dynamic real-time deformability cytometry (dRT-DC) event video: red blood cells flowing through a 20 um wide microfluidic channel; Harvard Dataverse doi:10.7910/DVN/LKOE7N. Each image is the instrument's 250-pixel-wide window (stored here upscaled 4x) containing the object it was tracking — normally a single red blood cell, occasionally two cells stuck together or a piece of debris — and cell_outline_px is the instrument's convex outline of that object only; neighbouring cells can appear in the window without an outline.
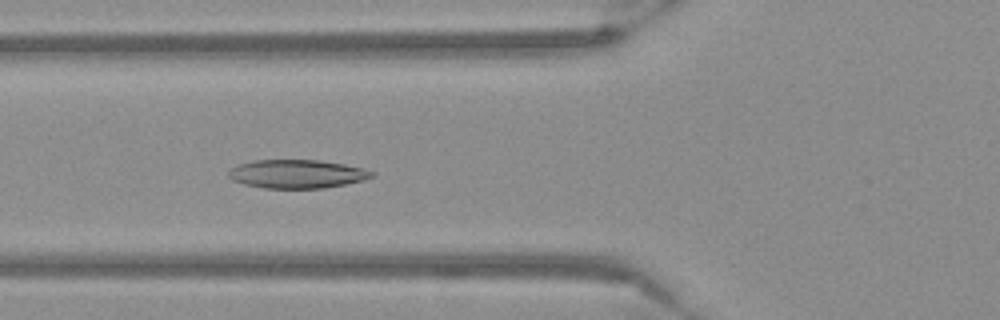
{"species": "Egyptian fruit bat (a non-hibernating species)", "species_latin": "Rousettus aegyptiacus", "temperature_condition": "warm", "stored_images_in_passage": 54, "camera_frame_rate_fps": 3000, "um_per_image_px": 0.085, "frame": {"image": 1, "passage_image": 21, "time_ms": 6.667, "image_size_px": [1000, 320], "cell_outline_px": [[376, 176], [364, 180], [324, 188], [264, 188], [244, 184], [232, 180], [228, 176], [228, 172], [232, 168], [240, 164], [252, 160], [316, 160], [344, 164], [364, 168], [376, 172]], "centroid_in_image_um": [25.28, 14.78], "position_along_channel_um": 100.5, "area_um2": 23.87}}
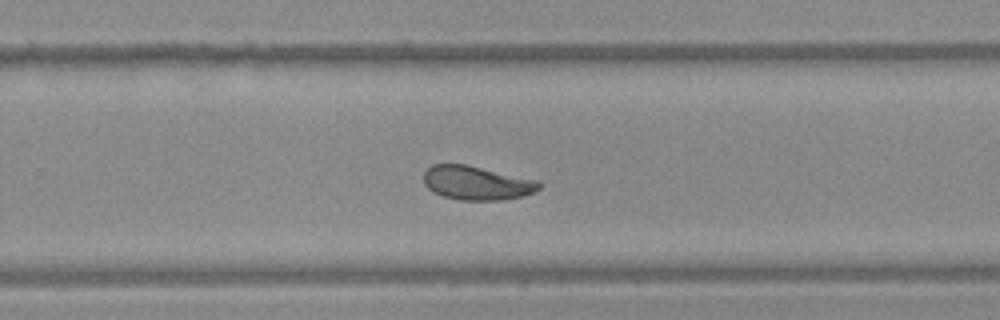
{"frame": {"image": 2, "passage_image": 36, "time_ms": 11.667, "image_size_px": [1000, 320], "cell_outline_px": [[540, 188], [524, 196], [504, 200], [460, 200], [444, 196], [432, 192], [424, 184], [424, 172], [432, 164], [464, 164], [540, 180]], "centroid_in_image_um": [40.52, 15.55], "position_along_channel_um": 289.3, "area_um2": 22.89}}
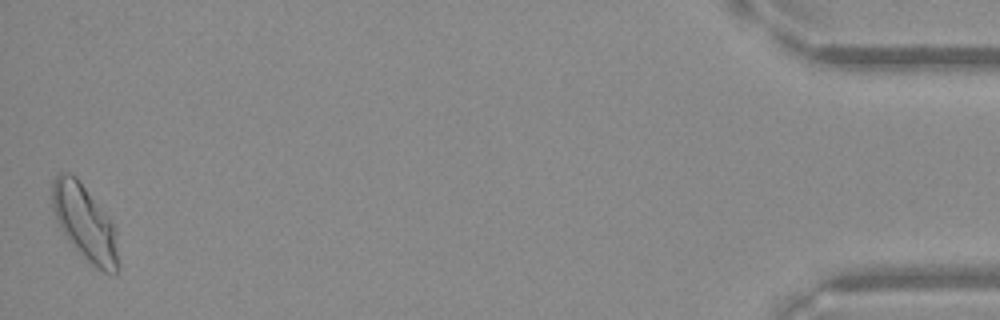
{"frame": {"image": 3, "passage_image": 54, "time_ms": 17.667, "image_size_px": [1000, 320], "cell_outline_px": [[120, 268], [116, 276], [112, 276], [92, 268], [84, 260], [64, 236], [60, 228], [52, 208], [52, 180], [60, 172], [72, 172], [76, 176], [116, 228], [120, 264]], "centroid_in_image_um": [7.24, 19.05], "position_along_channel_um": 428.0, "area_um2": 29.94}}